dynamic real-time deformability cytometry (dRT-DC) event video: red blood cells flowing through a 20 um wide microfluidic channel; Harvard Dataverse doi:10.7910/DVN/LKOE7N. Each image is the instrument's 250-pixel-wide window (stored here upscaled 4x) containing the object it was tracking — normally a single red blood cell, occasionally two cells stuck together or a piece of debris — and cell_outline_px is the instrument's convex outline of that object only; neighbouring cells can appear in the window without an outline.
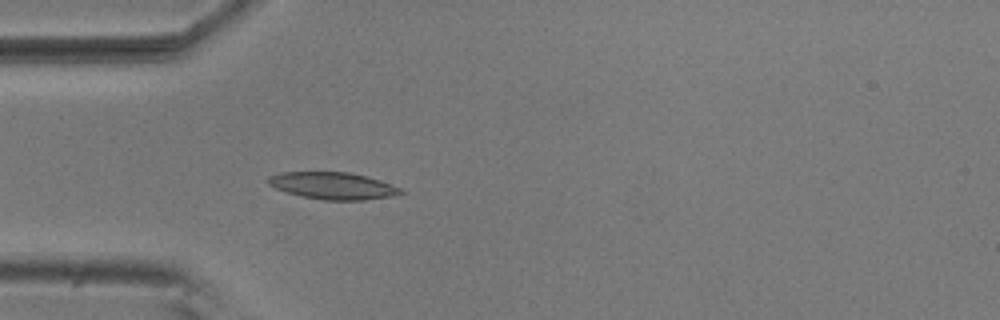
{"species": "common noctule bat (a hibernating species)", "species_latin": "Nyctalus noctula", "temperature_condition": "room temperature", "stored_images_in_passage": 4, "camera_frame_rate_fps": 3000, "um_per_image_px": 0.085, "animal": {"sex": "male", "body_mass_g": 20.5, "forearm_length_mm": 52.5}, "frame": {"image": 1, "passage_image": 4, "time_ms": 1.0, "image_size_px": [1000, 320], "cell_outline_px": [[404, 192], [396, 196], [364, 200], [320, 200], [300, 196], [284, 192], [268, 184], [268, 176], [284, 172], [348, 172], [368, 176], [380, 180], [400, 188]], "centroid_in_image_um": [28.3, 15.8], "position_along_channel_um": 56.7, "area_um2": 21.04}}